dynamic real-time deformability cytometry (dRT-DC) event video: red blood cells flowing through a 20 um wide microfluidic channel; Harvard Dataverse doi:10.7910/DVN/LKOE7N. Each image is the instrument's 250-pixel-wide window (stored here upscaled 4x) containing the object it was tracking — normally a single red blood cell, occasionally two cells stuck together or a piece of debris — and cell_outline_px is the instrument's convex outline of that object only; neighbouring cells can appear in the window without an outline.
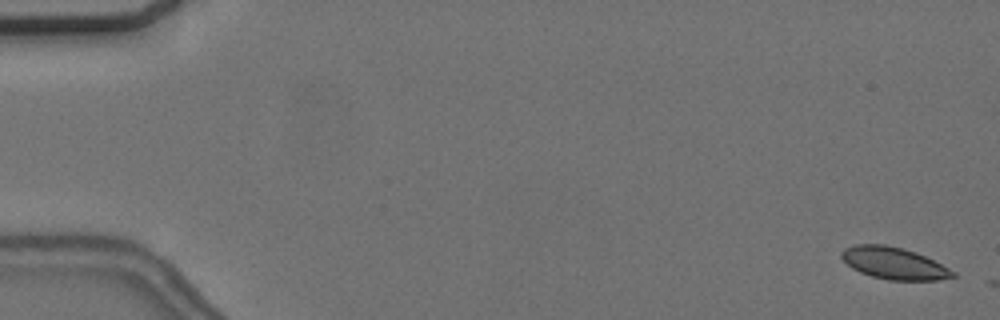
{"species": "common noctule bat (a hibernating species)", "species_latin": "Nyctalus noctula", "temperature_condition": "cold", "stored_images_in_passage": 5, "camera_frame_rate_fps": 3000, "um_per_image_px": 0.085, "animal": {"sex": "female", "body_mass_g": 24.6, "forearm_length_mm": 56.2}, "frame": {"image": 1, "passage_image": 2, "time_ms": 0.333, "image_size_px": [1000, 320], "cell_outline_px": [[956, 276], [940, 280], [888, 280], [872, 276], [860, 272], [852, 268], [840, 256], [840, 252], [844, 248], [856, 244], [884, 244], [916, 252], [956, 272]], "centroid_in_image_um": [75.96, 22.37], "position_along_channel_um": 9.0, "area_um2": 20.58}}